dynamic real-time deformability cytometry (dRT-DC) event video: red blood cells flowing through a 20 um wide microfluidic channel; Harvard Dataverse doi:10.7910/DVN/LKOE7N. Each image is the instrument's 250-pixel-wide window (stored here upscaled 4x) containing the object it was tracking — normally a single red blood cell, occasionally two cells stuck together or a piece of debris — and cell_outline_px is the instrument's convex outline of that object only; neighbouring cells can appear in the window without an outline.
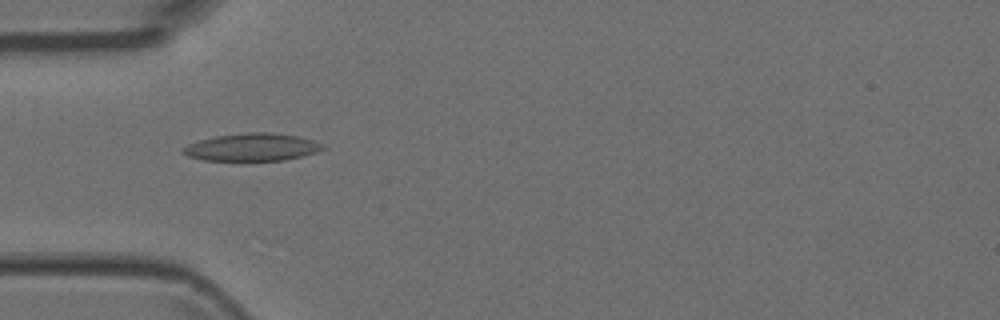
{"species": "Egyptian fruit bat (a non-hibernating species)", "species_latin": "Rousettus aegyptiacus", "temperature_condition": "room temperature", "stored_images_in_passage": 6, "camera_frame_rate_fps": 3000, "um_per_image_px": 0.085, "animal": {"sex": "female"}, "frame": {"image": 1, "passage_image": 4, "time_ms": 1.0, "image_size_px": [1000, 320], "cell_outline_px": [[328, 148], [316, 152], [284, 160], [240, 164], [204, 160], [188, 156], [180, 152], [180, 148], [188, 144], [200, 140], [216, 136], [248, 132], [272, 132], [296, 136], [312, 140], [324, 144]], "centroid_in_image_um": [21.38, 12.56], "position_along_channel_um": 63.6, "area_um2": 23.58}}
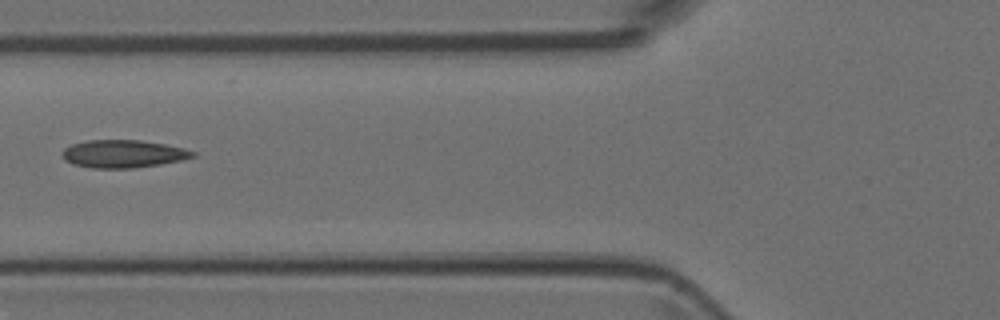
{"frame": {"image": 2, "passage_image": 5, "time_ms": 1.333, "image_size_px": [1000, 320], "cell_outline_px": [[196, 156], [184, 160], [160, 164], [132, 168], [92, 168], [72, 164], [64, 160], [60, 152], [64, 148], [72, 144], [88, 140], [140, 140], [164, 144], [184, 148], [196, 152]], "centroid_in_image_um": [10.46, 13.08], "position_along_channel_um": 115.3, "area_um2": 21.27}}
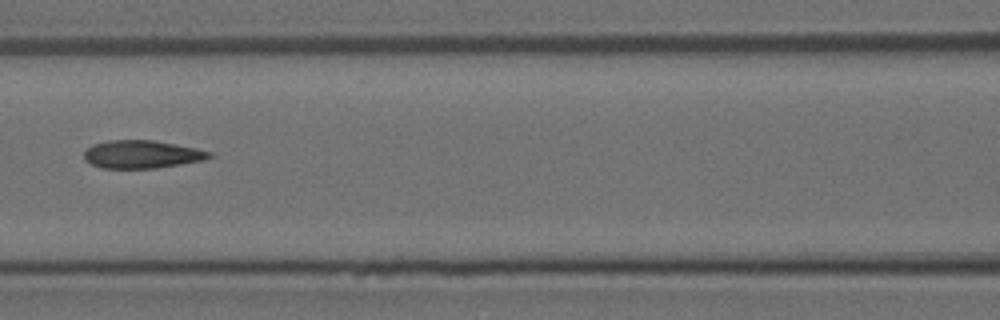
{"frame": {"image": 3, "passage_image": 6, "time_ms": 1.667, "image_size_px": [1000, 320], "cell_outline_px": [[212, 156], [204, 160], [156, 168], [100, 168], [84, 160], [84, 152], [92, 144], [108, 140], [152, 140], [196, 148], [212, 152]], "centroid_in_image_um": [12.03, 13.12], "position_along_channel_um": 154.6, "area_um2": 20.35}}